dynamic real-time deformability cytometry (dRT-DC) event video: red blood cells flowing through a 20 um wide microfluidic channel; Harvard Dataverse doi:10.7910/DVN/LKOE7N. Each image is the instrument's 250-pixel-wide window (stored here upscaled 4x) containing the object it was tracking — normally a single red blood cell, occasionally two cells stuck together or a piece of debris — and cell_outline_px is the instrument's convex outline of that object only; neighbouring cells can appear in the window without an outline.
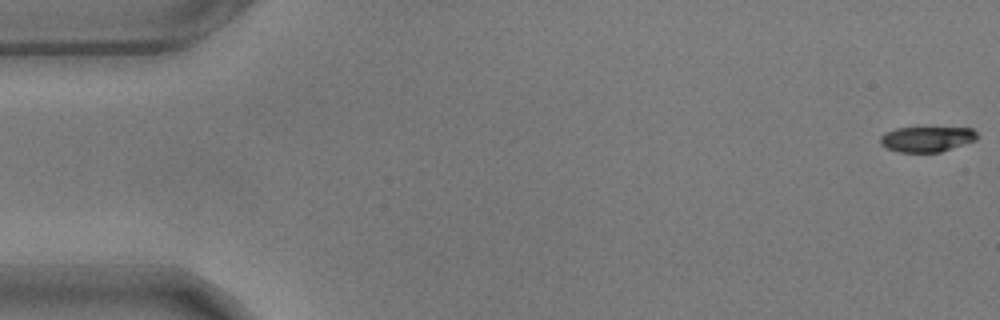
{"species": "common noctule bat (a hibernating species)", "species_latin": "Nyctalus noctula", "temperature_condition": "warm", "stored_images_in_passage": 57, "camera_frame_rate_fps": 3000, "um_per_image_px": 0.085, "animal": {"sex": "male", "body_mass_g": 17.9}, "frame": {"image": 1, "passage_image": 1, "time_ms": 0.0, "image_size_px": [1000, 320], "cell_outline_px": [[976, 140], [940, 152], [900, 152], [888, 148], [880, 144], [880, 136], [884, 132], [896, 128], [972, 128], [976, 132]], "centroid_in_image_um": [78.75, 11.82], "position_along_channel_um": 6.3, "area_um2": 14.16}}
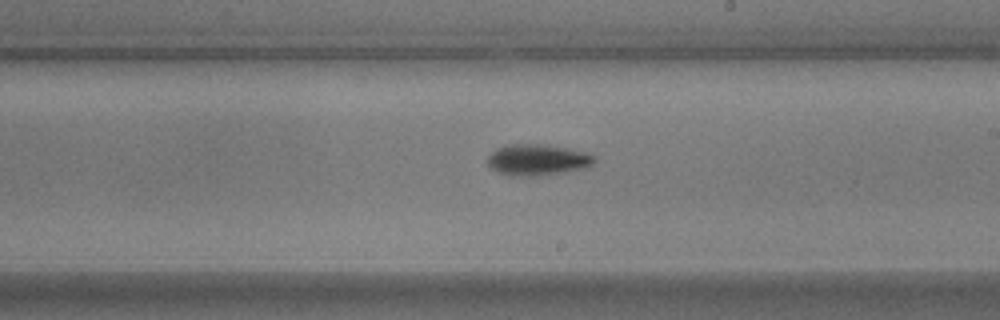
{"frame": {"image": 2, "passage_image": 33, "time_ms": 10.667, "image_size_px": [1000, 320], "cell_outline_px": [[596, 160], [588, 168], [564, 172], [536, 176], [508, 176], [488, 168], [488, 156], [496, 148], [504, 144], [544, 144], [568, 148], [584, 152], [596, 156]], "centroid_in_image_um": [45.67, 13.59], "position_along_channel_um": 243.3, "area_um2": 19.77}}
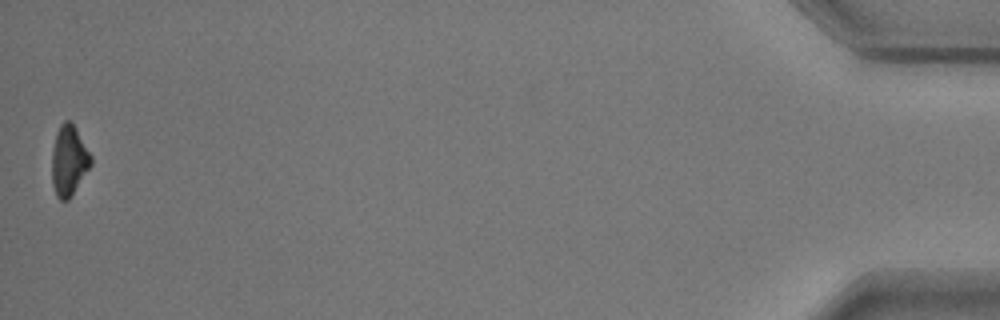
{"frame": {"image": 3, "passage_image": 57, "time_ms": 18.667, "image_size_px": [1000, 320], "cell_outline_px": [[92, 164], [68, 200], [60, 200], [56, 196], [52, 184], [52, 152], [56, 132], [60, 124], [64, 120], [68, 120], [76, 128], [92, 156]], "centroid_in_image_um": [5.85, 13.64], "position_along_channel_um": 429.4, "area_um2": 15.95}, "authors_computed_cell_mechanics": {"area_um2": 16.9932, "velocity_mm_per_s": 3.5305, "shape_relaxation_time_tau1_ms": 2.7073, "shape_relaxation_time_tau2_ms": null, "deformation_change_tau1": 0.128, "deformation_change_tau2": null}}